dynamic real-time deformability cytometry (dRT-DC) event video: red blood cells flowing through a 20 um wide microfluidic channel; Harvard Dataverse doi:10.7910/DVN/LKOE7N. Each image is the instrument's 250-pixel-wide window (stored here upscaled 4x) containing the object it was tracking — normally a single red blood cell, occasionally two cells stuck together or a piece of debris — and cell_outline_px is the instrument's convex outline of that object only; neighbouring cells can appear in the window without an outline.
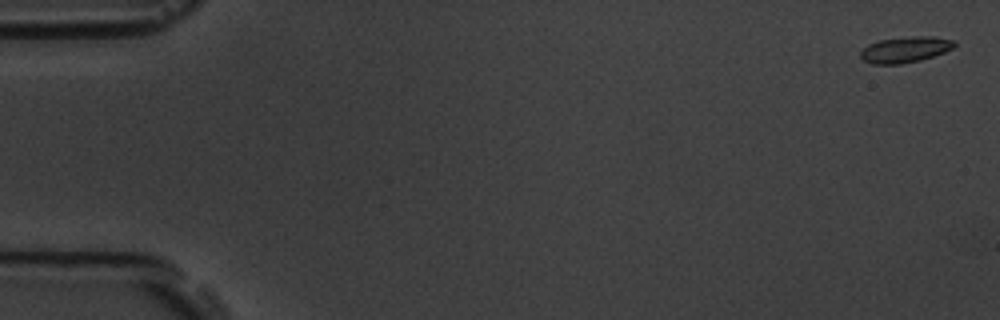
{"species": "common noctule bat (a hibernating species)", "species_latin": "Nyctalus noctula", "temperature_condition": "room temperature", "stored_images_in_passage": 6, "camera_frame_rate_fps": 3000, "um_per_image_px": 0.085, "animal": {"sex": "male", "body_mass_g": 19.5, "forearm_length_mm": 54.6}, "frame": {"image": 1, "passage_image": 1, "time_ms": 0.0, "image_size_px": [1000, 320], "cell_outline_px": [[956, 44], [952, 48], [944, 52], [920, 60], [900, 64], [872, 64], [864, 60], [860, 56], [860, 52], [868, 44], [880, 40], [912, 36], [932, 36], [956, 40]], "centroid_in_image_um": [76.95, 4.21], "position_along_channel_um": 8.1, "area_um2": 14.1}}